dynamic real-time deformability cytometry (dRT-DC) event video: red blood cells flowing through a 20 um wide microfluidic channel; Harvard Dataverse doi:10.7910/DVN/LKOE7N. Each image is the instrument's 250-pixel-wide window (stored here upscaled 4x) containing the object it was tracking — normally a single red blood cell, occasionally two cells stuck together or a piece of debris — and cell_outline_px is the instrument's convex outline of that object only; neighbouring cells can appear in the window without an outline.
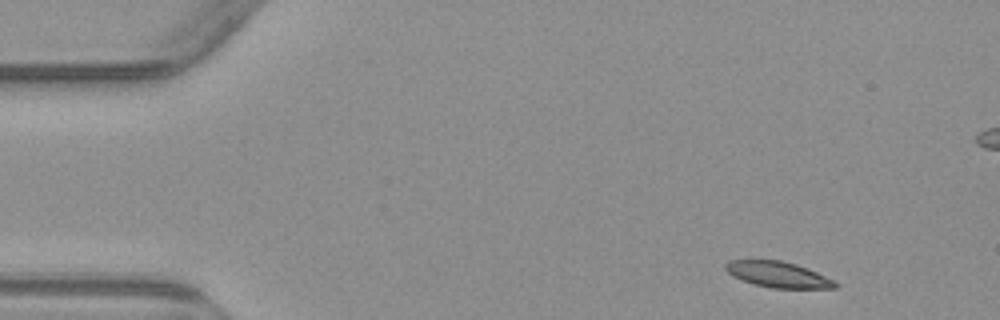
{"species": "common noctule bat (a hibernating species)", "species_latin": "Nyctalus noctula", "temperature_condition": "warm", "stored_images_in_passage": 5, "camera_frame_rate_fps": 3000, "um_per_image_px": 0.085, "animal": {"sex": "male", "body_mass_g": 23.1, "forearm_length_mm": 52.7}, "frame": {"image": 1, "passage_image": 1, "time_ms": 0.0, "image_size_px": [1000, 320], "cell_outline_px": [[840, 284], [836, 288], [772, 288], [752, 284], [732, 276], [724, 268], [724, 264], [728, 260], [780, 260], [796, 264], [808, 268], [836, 280]], "centroid_in_image_um": [66.15, 23.33], "position_along_channel_um": 18.8, "area_um2": 16.76}}